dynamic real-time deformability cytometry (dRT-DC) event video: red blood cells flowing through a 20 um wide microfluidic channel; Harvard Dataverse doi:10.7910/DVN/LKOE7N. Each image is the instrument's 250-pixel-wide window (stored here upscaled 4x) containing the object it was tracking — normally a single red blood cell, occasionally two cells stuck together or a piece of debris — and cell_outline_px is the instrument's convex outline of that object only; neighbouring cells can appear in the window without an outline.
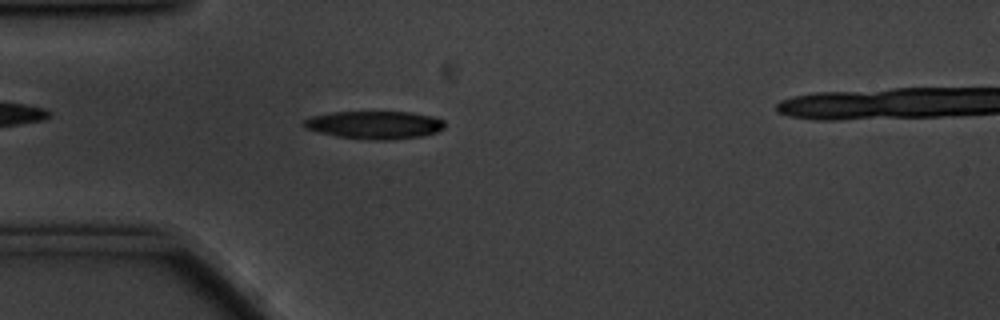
{"species": "common noctule bat (a hibernating species)", "species_latin": "Nyctalus noctula", "temperature_condition": "cold", "stored_images_in_passage": 45, "camera_frame_rate_fps": 3000, "um_per_image_px": 0.085, "animal": {"sex": "male", "body_mass_g": 20.1, "forearm_length_mm": 53.5}, "frame": {"image": 1, "passage_image": 6, "time_ms": 1.667, "image_size_px": [1000, 320], "cell_outline_px": [[444, 128], [436, 132], [420, 136], [392, 140], [372, 140], [336, 136], [304, 128], [300, 124], [304, 120], [312, 116], [332, 112], [408, 112], [432, 116], [444, 120]], "centroid_in_image_um": [31.82, 10.62], "position_along_channel_um": 53.2, "area_um2": 22.89}}
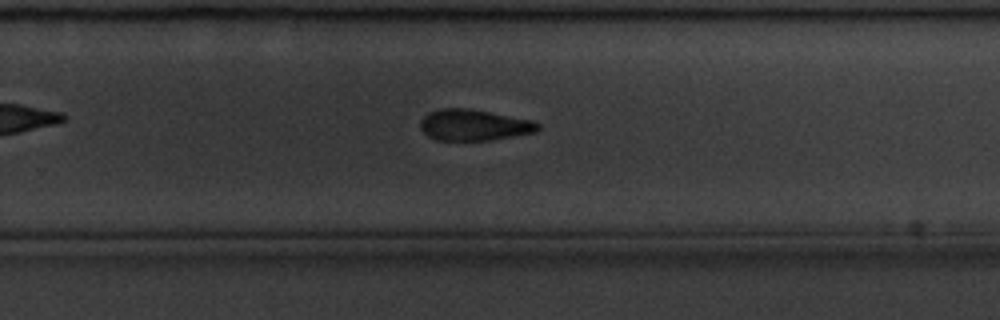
{"frame": {"image": 2, "passage_image": 27, "time_ms": 8.667, "image_size_px": [1000, 320], "cell_outline_px": [[540, 128], [536, 132], [488, 140], [436, 140], [428, 136], [420, 128], [420, 120], [428, 112], [440, 108], [468, 108], [536, 120], [540, 124]], "centroid_in_image_um": [40.3, 10.61], "position_along_channel_um": 289.5, "area_um2": 21.5}}
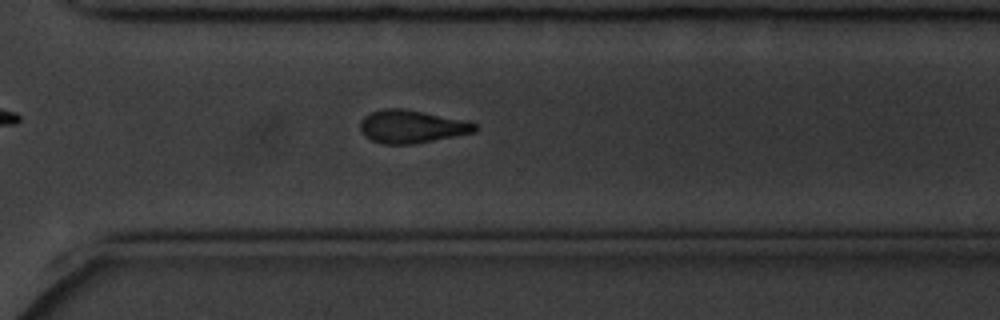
{"frame": {"image": 3, "passage_image": 31, "time_ms": 10.0, "image_size_px": [1000, 320], "cell_outline_px": [[476, 132], [412, 144], [384, 144], [372, 140], [364, 136], [360, 132], [360, 120], [364, 116], [372, 112], [384, 108], [400, 108], [460, 120], [476, 124]], "centroid_in_image_um": [34.91, 10.77], "position_along_channel_um": 335.7, "area_um2": 21.56}, "authors_computed_cell_mechanics": {"area_um2": 22.3108, "velocity_mm_per_s": 3.4646, "shape_relaxation_time_tau1_ms": 3.7825, "shape_relaxation_time_tau2_ms": null, "deformation_change_tau1": 0.1221, "deformation_change_tau2": null}}